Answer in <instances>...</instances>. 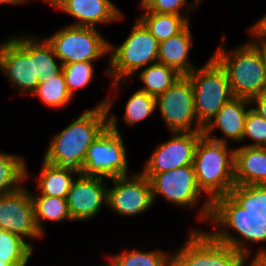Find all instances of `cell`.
Instances as JSON below:
<instances>
[{
	"mask_svg": "<svg viewBox=\"0 0 266 266\" xmlns=\"http://www.w3.org/2000/svg\"><path fill=\"white\" fill-rule=\"evenodd\" d=\"M235 149L228 150L226 139L205 137L199 139L193 166L197 184L208 195L200 217L209 221L212 201L222 195H229L235 186L234 180Z\"/></svg>",
	"mask_w": 266,
	"mask_h": 266,
	"instance_id": "1",
	"label": "cell"
},
{
	"mask_svg": "<svg viewBox=\"0 0 266 266\" xmlns=\"http://www.w3.org/2000/svg\"><path fill=\"white\" fill-rule=\"evenodd\" d=\"M106 103L107 99L92 110L83 112L56 134L49 143L44 161L52 165L71 167L80 172L88 147L109 126Z\"/></svg>",
	"mask_w": 266,
	"mask_h": 266,
	"instance_id": "2",
	"label": "cell"
},
{
	"mask_svg": "<svg viewBox=\"0 0 266 266\" xmlns=\"http://www.w3.org/2000/svg\"><path fill=\"white\" fill-rule=\"evenodd\" d=\"M221 43L213 58L225 70L234 97L251 100L266 92V73L260 52V41L247 42L226 51Z\"/></svg>",
	"mask_w": 266,
	"mask_h": 266,
	"instance_id": "3",
	"label": "cell"
},
{
	"mask_svg": "<svg viewBox=\"0 0 266 266\" xmlns=\"http://www.w3.org/2000/svg\"><path fill=\"white\" fill-rule=\"evenodd\" d=\"M209 221L223 229H233L240 234V238L231 236L222 229L209 234L218 242L227 244L240 252L242 255L250 254L245 241L265 242L266 241V220L261 217L250 216L239 204L229 195H222L215 198L211 204ZM245 239V240H244Z\"/></svg>",
	"mask_w": 266,
	"mask_h": 266,
	"instance_id": "4",
	"label": "cell"
},
{
	"mask_svg": "<svg viewBox=\"0 0 266 266\" xmlns=\"http://www.w3.org/2000/svg\"><path fill=\"white\" fill-rule=\"evenodd\" d=\"M113 100L107 98L109 126L88 147L80 173L83 176L115 178L127 176L128 164L123 139L110 109Z\"/></svg>",
	"mask_w": 266,
	"mask_h": 266,
	"instance_id": "5",
	"label": "cell"
},
{
	"mask_svg": "<svg viewBox=\"0 0 266 266\" xmlns=\"http://www.w3.org/2000/svg\"><path fill=\"white\" fill-rule=\"evenodd\" d=\"M158 48L159 42L140 21L117 48L109 43L111 55L106 72L113 77L114 88L117 89L121 80L134 75L142 67L157 63Z\"/></svg>",
	"mask_w": 266,
	"mask_h": 266,
	"instance_id": "6",
	"label": "cell"
},
{
	"mask_svg": "<svg viewBox=\"0 0 266 266\" xmlns=\"http://www.w3.org/2000/svg\"><path fill=\"white\" fill-rule=\"evenodd\" d=\"M187 77L193 87L197 120L205 126L234 97L226 72L211 57L203 67L195 68Z\"/></svg>",
	"mask_w": 266,
	"mask_h": 266,
	"instance_id": "7",
	"label": "cell"
},
{
	"mask_svg": "<svg viewBox=\"0 0 266 266\" xmlns=\"http://www.w3.org/2000/svg\"><path fill=\"white\" fill-rule=\"evenodd\" d=\"M95 28L67 25L46 39L61 64L92 62L109 53L110 43Z\"/></svg>",
	"mask_w": 266,
	"mask_h": 266,
	"instance_id": "8",
	"label": "cell"
},
{
	"mask_svg": "<svg viewBox=\"0 0 266 266\" xmlns=\"http://www.w3.org/2000/svg\"><path fill=\"white\" fill-rule=\"evenodd\" d=\"M0 71L22 94H33L39 85L36 67V39L10 38L0 45Z\"/></svg>",
	"mask_w": 266,
	"mask_h": 266,
	"instance_id": "9",
	"label": "cell"
},
{
	"mask_svg": "<svg viewBox=\"0 0 266 266\" xmlns=\"http://www.w3.org/2000/svg\"><path fill=\"white\" fill-rule=\"evenodd\" d=\"M156 107L171 132L203 131L204 126L196 117L192 83L187 76H181L160 94L156 98Z\"/></svg>",
	"mask_w": 266,
	"mask_h": 266,
	"instance_id": "10",
	"label": "cell"
},
{
	"mask_svg": "<svg viewBox=\"0 0 266 266\" xmlns=\"http://www.w3.org/2000/svg\"><path fill=\"white\" fill-rule=\"evenodd\" d=\"M175 256L185 266H237L242 254L216 241L208 231L193 229Z\"/></svg>",
	"mask_w": 266,
	"mask_h": 266,
	"instance_id": "11",
	"label": "cell"
},
{
	"mask_svg": "<svg viewBox=\"0 0 266 266\" xmlns=\"http://www.w3.org/2000/svg\"><path fill=\"white\" fill-rule=\"evenodd\" d=\"M144 176L150 181L153 203L156 196L162 195L178 207L192 208L203 193L197 184L193 165Z\"/></svg>",
	"mask_w": 266,
	"mask_h": 266,
	"instance_id": "12",
	"label": "cell"
},
{
	"mask_svg": "<svg viewBox=\"0 0 266 266\" xmlns=\"http://www.w3.org/2000/svg\"><path fill=\"white\" fill-rule=\"evenodd\" d=\"M129 177L110 178L115 185L107 188L106 204L122 216H136L153 205L149 179L142 173Z\"/></svg>",
	"mask_w": 266,
	"mask_h": 266,
	"instance_id": "13",
	"label": "cell"
},
{
	"mask_svg": "<svg viewBox=\"0 0 266 266\" xmlns=\"http://www.w3.org/2000/svg\"><path fill=\"white\" fill-rule=\"evenodd\" d=\"M173 137L158 145L144 166L143 175H155L193 165L194 154L203 131L172 132Z\"/></svg>",
	"mask_w": 266,
	"mask_h": 266,
	"instance_id": "14",
	"label": "cell"
},
{
	"mask_svg": "<svg viewBox=\"0 0 266 266\" xmlns=\"http://www.w3.org/2000/svg\"><path fill=\"white\" fill-rule=\"evenodd\" d=\"M0 228L20 237L38 239L31 193L22 185L0 197Z\"/></svg>",
	"mask_w": 266,
	"mask_h": 266,
	"instance_id": "15",
	"label": "cell"
},
{
	"mask_svg": "<svg viewBox=\"0 0 266 266\" xmlns=\"http://www.w3.org/2000/svg\"><path fill=\"white\" fill-rule=\"evenodd\" d=\"M103 179L79 173L73 180L66 198L72 221L88 220L99 214L102 205L107 203V187Z\"/></svg>",
	"mask_w": 266,
	"mask_h": 266,
	"instance_id": "16",
	"label": "cell"
},
{
	"mask_svg": "<svg viewBox=\"0 0 266 266\" xmlns=\"http://www.w3.org/2000/svg\"><path fill=\"white\" fill-rule=\"evenodd\" d=\"M51 6L78 20L72 26L95 27L123 19L122 12L111 0H55Z\"/></svg>",
	"mask_w": 266,
	"mask_h": 266,
	"instance_id": "17",
	"label": "cell"
},
{
	"mask_svg": "<svg viewBox=\"0 0 266 266\" xmlns=\"http://www.w3.org/2000/svg\"><path fill=\"white\" fill-rule=\"evenodd\" d=\"M250 100L245 98L233 97L225 103L208 123L203 128L205 137H212V131L215 128H220L227 139L234 141H242L245 120L247 117L246 106L250 105Z\"/></svg>",
	"mask_w": 266,
	"mask_h": 266,
	"instance_id": "18",
	"label": "cell"
},
{
	"mask_svg": "<svg viewBox=\"0 0 266 266\" xmlns=\"http://www.w3.org/2000/svg\"><path fill=\"white\" fill-rule=\"evenodd\" d=\"M234 180L239 185H266V147L235 149Z\"/></svg>",
	"mask_w": 266,
	"mask_h": 266,
	"instance_id": "19",
	"label": "cell"
},
{
	"mask_svg": "<svg viewBox=\"0 0 266 266\" xmlns=\"http://www.w3.org/2000/svg\"><path fill=\"white\" fill-rule=\"evenodd\" d=\"M189 24L177 35L159 43L158 63L173 68L182 76L189 75L196 67L189 62L191 41Z\"/></svg>",
	"mask_w": 266,
	"mask_h": 266,
	"instance_id": "20",
	"label": "cell"
},
{
	"mask_svg": "<svg viewBox=\"0 0 266 266\" xmlns=\"http://www.w3.org/2000/svg\"><path fill=\"white\" fill-rule=\"evenodd\" d=\"M80 173L71 167L57 166L43 160L40 175L37 177L40 195L67 198L73 180L72 175Z\"/></svg>",
	"mask_w": 266,
	"mask_h": 266,
	"instance_id": "21",
	"label": "cell"
},
{
	"mask_svg": "<svg viewBox=\"0 0 266 266\" xmlns=\"http://www.w3.org/2000/svg\"><path fill=\"white\" fill-rule=\"evenodd\" d=\"M138 20L159 43L177 35L189 24L187 16L154 12H144Z\"/></svg>",
	"mask_w": 266,
	"mask_h": 266,
	"instance_id": "22",
	"label": "cell"
},
{
	"mask_svg": "<svg viewBox=\"0 0 266 266\" xmlns=\"http://www.w3.org/2000/svg\"><path fill=\"white\" fill-rule=\"evenodd\" d=\"M34 205L35 222L38 230L43 234L42 221L49 220L52 222H61L72 220L67 199L60 197H51L45 195H32Z\"/></svg>",
	"mask_w": 266,
	"mask_h": 266,
	"instance_id": "23",
	"label": "cell"
},
{
	"mask_svg": "<svg viewBox=\"0 0 266 266\" xmlns=\"http://www.w3.org/2000/svg\"><path fill=\"white\" fill-rule=\"evenodd\" d=\"M229 196L250 216L266 220V185L235 184Z\"/></svg>",
	"mask_w": 266,
	"mask_h": 266,
	"instance_id": "24",
	"label": "cell"
},
{
	"mask_svg": "<svg viewBox=\"0 0 266 266\" xmlns=\"http://www.w3.org/2000/svg\"><path fill=\"white\" fill-rule=\"evenodd\" d=\"M139 76L145 84L140 90L157 98L182 75L173 68L157 62L147 66L145 69L143 68Z\"/></svg>",
	"mask_w": 266,
	"mask_h": 266,
	"instance_id": "25",
	"label": "cell"
},
{
	"mask_svg": "<svg viewBox=\"0 0 266 266\" xmlns=\"http://www.w3.org/2000/svg\"><path fill=\"white\" fill-rule=\"evenodd\" d=\"M25 160L0 151V197L18 189L28 176Z\"/></svg>",
	"mask_w": 266,
	"mask_h": 266,
	"instance_id": "26",
	"label": "cell"
},
{
	"mask_svg": "<svg viewBox=\"0 0 266 266\" xmlns=\"http://www.w3.org/2000/svg\"><path fill=\"white\" fill-rule=\"evenodd\" d=\"M33 247L24 237L0 228V260L3 263L26 266L33 253Z\"/></svg>",
	"mask_w": 266,
	"mask_h": 266,
	"instance_id": "27",
	"label": "cell"
},
{
	"mask_svg": "<svg viewBox=\"0 0 266 266\" xmlns=\"http://www.w3.org/2000/svg\"><path fill=\"white\" fill-rule=\"evenodd\" d=\"M32 95H38L40 100L51 108L64 107L73 99L67 89L63 72L43 79Z\"/></svg>",
	"mask_w": 266,
	"mask_h": 266,
	"instance_id": "28",
	"label": "cell"
},
{
	"mask_svg": "<svg viewBox=\"0 0 266 266\" xmlns=\"http://www.w3.org/2000/svg\"><path fill=\"white\" fill-rule=\"evenodd\" d=\"M156 98L141 90L133 93L126 104L124 120L129 125L147 118L156 109Z\"/></svg>",
	"mask_w": 266,
	"mask_h": 266,
	"instance_id": "29",
	"label": "cell"
},
{
	"mask_svg": "<svg viewBox=\"0 0 266 266\" xmlns=\"http://www.w3.org/2000/svg\"><path fill=\"white\" fill-rule=\"evenodd\" d=\"M168 258L167 253L159 250L151 252L132 250L111 256L109 264L111 266H163Z\"/></svg>",
	"mask_w": 266,
	"mask_h": 266,
	"instance_id": "30",
	"label": "cell"
},
{
	"mask_svg": "<svg viewBox=\"0 0 266 266\" xmlns=\"http://www.w3.org/2000/svg\"><path fill=\"white\" fill-rule=\"evenodd\" d=\"M58 57L55 55L52 45L45 40L42 42L36 40V67L37 77L39 82H42L45 78L54 77L62 72L63 64L56 63Z\"/></svg>",
	"mask_w": 266,
	"mask_h": 266,
	"instance_id": "31",
	"label": "cell"
},
{
	"mask_svg": "<svg viewBox=\"0 0 266 266\" xmlns=\"http://www.w3.org/2000/svg\"><path fill=\"white\" fill-rule=\"evenodd\" d=\"M92 62L83 61L64 64L62 72L65 76L67 89L72 97L79 88L86 87L93 79L94 69Z\"/></svg>",
	"mask_w": 266,
	"mask_h": 266,
	"instance_id": "32",
	"label": "cell"
},
{
	"mask_svg": "<svg viewBox=\"0 0 266 266\" xmlns=\"http://www.w3.org/2000/svg\"><path fill=\"white\" fill-rule=\"evenodd\" d=\"M250 137L254 143L245 146L266 147V120L252 108L248 109L242 140Z\"/></svg>",
	"mask_w": 266,
	"mask_h": 266,
	"instance_id": "33",
	"label": "cell"
},
{
	"mask_svg": "<svg viewBox=\"0 0 266 266\" xmlns=\"http://www.w3.org/2000/svg\"><path fill=\"white\" fill-rule=\"evenodd\" d=\"M184 5H186V0H147L140 8L146 10L145 12L175 14L184 17L180 12Z\"/></svg>",
	"mask_w": 266,
	"mask_h": 266,
	"instance_id": "34",
	"label": "cell"
},
{
	"mask_svg": "<svg viewBox=\"0 0 266 266\" xmlns=\"http://www.w3.org/2000/svg\"><path fill=\"white\" fill-rule=\"evenodd\" d=\"M248 258V255H242L237 266H245V262ZM248 266H266V250L264 248L260 249Z\"/></svg>",
	"mask_w": 266,
	"mask_h": 266,
	"instance_id": "35",
	"label": "cell"
},
{
	"mask_svg": "<svg viewBox=\"0 0 266 266\" xmlns=\"http://www.w3.org/2000/svg\"><path fill=\"white\" fill-rule=\"evenodd\" d=\"M251 34L256 38H259V41L266 42V15L263 16L259 21L249 29Z\"/></svg>",
	"mask_w": 266,
	"mask_h": 266,
	"instance_id": "36",
	"label": "cell"
},
{
	"mask_svg": "<svg viewBox=\"0 0 266 266\" xmlns=\"http://www.w3.org/2000/svg\"><path fill=\"white\" fill-rule=\"evenodd\" d=\"M250 103L255 104V107L252 109L266 120V92L253 97Z\"/></svg>",
	"mask_w": 266,
	"mask_h": 266,
	"instance_id": "37",
	"label": "cell"
},
{
	"mask_svg": "<svg viewBox=\"0 0 266 266\" xmlns=\"http://www.w3.org/2000/svg\"><path fill=\"white\" fill-rule=\"evenodd\" d=\"M163 266H185L175 255L169 256Z\"/></svg>",
	"mask_w": 266,
	"mask_h": 266,
	"instance_id": "38",
	"label": "cell"
},
{
	"mask_svg": "<svg viewBox=\"0 0 266 266\" xmlns=\"http://www.w3.org/2000/svg\"><path fill=\"white\" fill-rule=\"evenodd\" d=\"M260 52H261V57H262L264 67H265V73H266V42L265 41H260Z\"/></svg>",
	"mask_w": 266,
	"mask_h": 266,
	"instance_id": "39",
	"label": "cell"
},
{
	"mask_svg": "<svg viewBox=\"0 0 266 266\" xmlns=\"http://www.w3.org/2000/svg\"><path fill=\"white\" fill-rule=\"evenodd\" d=\"M26 0H0V4H21L23 2H25Z\"/></svg>",
	"mask_w": 266,
	"mask_h": 266,
	"instance_id": "40",
	"label": "cell"
},
{
	"mask_svg": "<svg viewBox=\"0 0 266 266\" xmlns=\"http://www.w3.org/2000/svg\"><path fill=\"white\" fill-rule=\"evenodd\" d=\"M0 266H16L15 264H5L0 260Z\"/></svg>",
	"mask_w": 266,
	"mask_h": 266,
	"instance_id": "41",
	"label": "cell"
},
{
	"mask_svg": "<svg viewBox=\"0 0 266 266\" xmlns=\"http://www.w3.org/2000/svg\"><path fill=\"white\" fill-rule=\"evenodd\" d=\"M202 0H195L193 3V5H194V7L193 8H195V7H197V5L201 2Z\"/></svg>",
	"mask_w": 266,
	"mask_h": 266,
	"instance_id": "42",
	"label": "cell"
},
{
	"mask_svg": "<svg viewBox=\"0 0 266 266\" xmlns=\"http://www.w3.org/2000/svg\"><path fill=\"white\" fill-rule=\"evenodd\" d=\"M146 2H147V0H141L140 7H142Z\"/></svg>",
	"mask_w": 266,
	"mask_h": 266,
	"instance_id": "43",
	"label": "cell"
},
{
	"mask_svg": "<svg viewBox=\"0 0 266 266\" xmlns=\"http://www.w3.org/2000/svg\"><path fill=\"white\" fill-rule=\"evenodd\" d=\"M47 1L49 4H52L55 0H45Z\"/></svg>",
	"mask_w": 266,
	"mask_h": 266,
	"instance_id": "44",
	"label": "cell"
}]
</instances>
